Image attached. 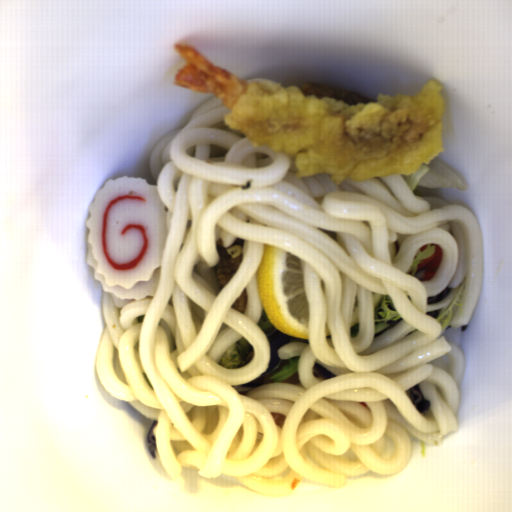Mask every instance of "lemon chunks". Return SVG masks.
I'll return each instance as SVG.
<instances>
[{"label": "lemon chunks", "mask_w": 512, "mask_h": 512, "mask_svg": "<svg viewBox=\"0 0 512 512\" xmlns=\"http://www.w3.org/2000/svg\"><path fill=\"white\" fill-rule=\"evenodd\" d=\"M359 318H360L359 300H358V295H355L353 309H352V313H351L350 327L354 326V325H358Z\"/></svg>", "instance_id": "2"}, {"label": "lemon chunks", "mask_w": 512, "mask_h": 512, "mask_svg": "<svg viewBox=\"0 0 512 512\" xmlns=\"http://www.w3.org/2000/svg\"><path fill=\"white\" fill-rule=\"evenodd\" d=\"M255 279L261 308L271 326L308 340L310 307L302 259L287 249L264 244Z\"/></svg>", "instance_id": "1"}, {"label": "lemon chunks", "mask_w": 512, "mask_h": 512, "mask_svg": "<svg viewBox=\"0 0 512 512\" xmlns=\"http://www.w3.org/2000/svg\"><path fill=\"white\" fill-rule=\"evenodd\" d=\"M383 297H384V294L373 292V294H372V307H373V311L381 303Z\"/></svg>", "instance_id": "4"}, {"label": "lemon chunks", "mask_w": 512, "mask_h": 512, "mask_svg": "<svg viewBox=\"0 0 512 512\" xmlns=\"http://www.w3.org/2000/svg\"><path fill=\"white\" fill-rule=\"evenodd\" d=\"M318 230H321V231H324L326 233V235L328 237H330L333 241H335L339 246H341L346 252L347 254L349 255L348 253V250L345 246V244L343 243L342 239L340 238V236H338L335 232L333 231H326L325 229L323 228H317Z\"/></svg>", "instance_id": "3"}]
</instances>
